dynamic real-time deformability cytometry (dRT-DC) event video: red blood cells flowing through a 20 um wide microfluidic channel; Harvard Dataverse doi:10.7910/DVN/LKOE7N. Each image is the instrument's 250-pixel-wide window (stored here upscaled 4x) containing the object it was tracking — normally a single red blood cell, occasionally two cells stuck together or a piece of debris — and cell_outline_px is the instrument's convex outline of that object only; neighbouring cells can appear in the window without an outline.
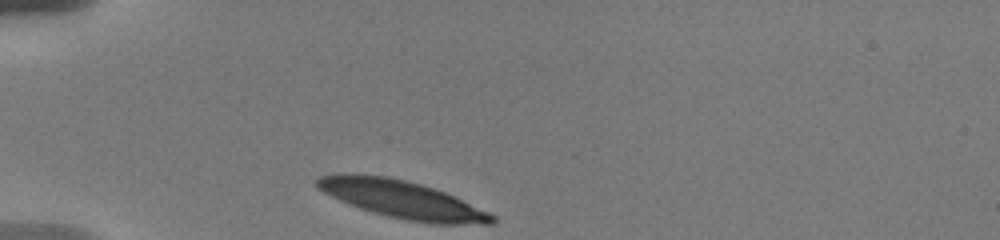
{"species": "human", "species_latin": "Homo sapiens", "temperature_condition": "warm", "stored_images_in_passage": 43, "camera_frame_rate_fps": 3000, "um_per_image_px": 0.085, "donor": {"sex": "male"}, "frame": {"image": 1, "passage_image": 1, "time_ms": 0.0, "image_size_px": [1000, 240], "cell_outline_px": [[496, 220], [492, 224], [432, 224], [404, 220], [372, 212], [348, 204], [316, 188], [312, 180], [316, 176], [336, 172], [344, 172], [384, 176], [404, 180], [436, 188], [488, 212], [496, 216]], "centroid_in_image_um": [34.09, 16.93], "position_along_channel_um": 50.9, "area_um2": 38.78}}
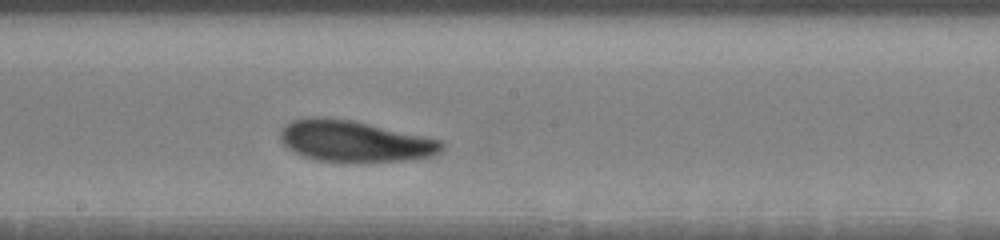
{"frame": {"image": 2, "passage_image": 16, "time_ms": 5.333, "image_size_px": [1000, 240], "cell_outline_px": [[444, 148], [440, 152], [428, 156], [404, 160], [316, 160], [292, 152], [280, 140], [280, 128], [292, 120], [312, 116], [324, 116], [352, 120], [440, 140], [444, 144]], "centroid_in_image_um": [30.05, 11.96], "position_along_channel_um": 218.1, "area_um2": 38.03}}
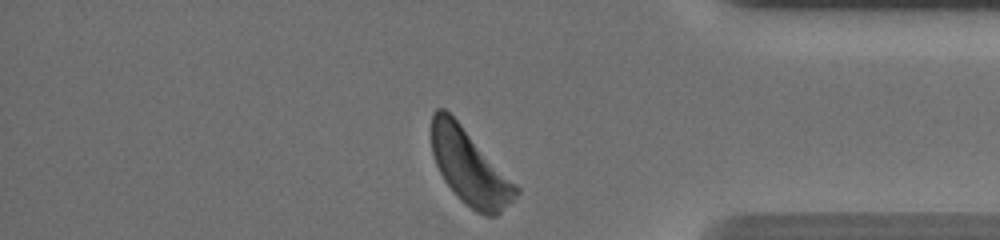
{"frame": {"image": 3, "passage_image": 42, "time_ms": 10.667, "image_size_px": [1000, 240], "cell_outline_px": [[520, 192], [496, 216], [484, 216], [476, 212], [460, 200], [456, 196], [444, 180], [432, 156], [432, 112], [436, 108], [444, 108], [460, 124], [520, 188]], "centroid_in_image_um": [39.9, 14.23], "position_along_channel_um": 395.3, "area_um2": 36.41}, "authors_computed_cell_mechanics": {"area_um2": 37.859, "velocity_mm_per_s": 3.6006, "shape_relaxation_time_tau1_ms": 2.9029, "shape_relaxation_time_tau2_ms": 3.8505, "deformation_change_tau1": 0.1419, "deformation_change_tau2": 0.1204}}